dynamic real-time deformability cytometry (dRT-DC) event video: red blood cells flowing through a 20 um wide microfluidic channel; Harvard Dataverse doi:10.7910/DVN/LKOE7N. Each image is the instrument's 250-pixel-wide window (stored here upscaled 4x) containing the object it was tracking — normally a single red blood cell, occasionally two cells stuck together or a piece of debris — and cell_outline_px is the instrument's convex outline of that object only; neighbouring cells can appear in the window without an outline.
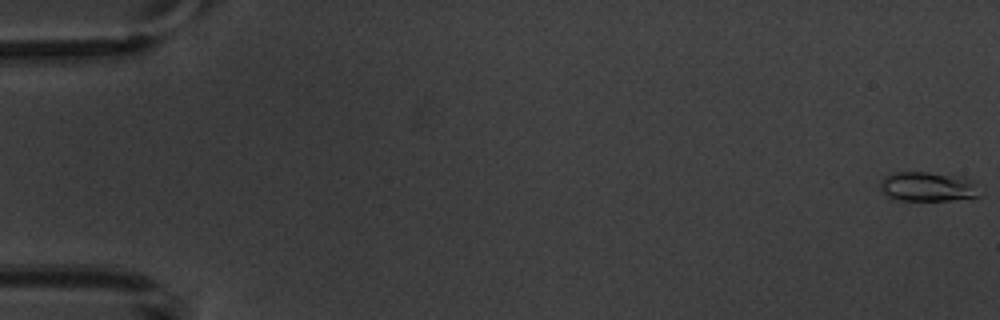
{"species": "common noctule bat (a hibernating species)", "species_latin": "Nyctalus noctula", "temperature_condition": "warm", "stored_images_in_passage": 7, "camera_frame_rate_fps": 3000, "um_per_image_px": 0.085, "animal": {"sex": "male", "body_mass_g": 20.1, "forearm_length_mm": 53.5}, "frame": {"image": 1, "passage_image": 1, "time_ms": 0.0, "image_size_px": [1000, 320], "cell_outline_px": [[984, 196], [948, 200], [900, 200], [888, 196], [880, 188], [880, 180], [884, 176], [892, 172], [928, 172], [964, 176], [976, 180], [984, 192]], "centroid_in_image_um": [78.99, 15.85], "position_along_channel_um": 6.0, "area_um2": 17.74}}